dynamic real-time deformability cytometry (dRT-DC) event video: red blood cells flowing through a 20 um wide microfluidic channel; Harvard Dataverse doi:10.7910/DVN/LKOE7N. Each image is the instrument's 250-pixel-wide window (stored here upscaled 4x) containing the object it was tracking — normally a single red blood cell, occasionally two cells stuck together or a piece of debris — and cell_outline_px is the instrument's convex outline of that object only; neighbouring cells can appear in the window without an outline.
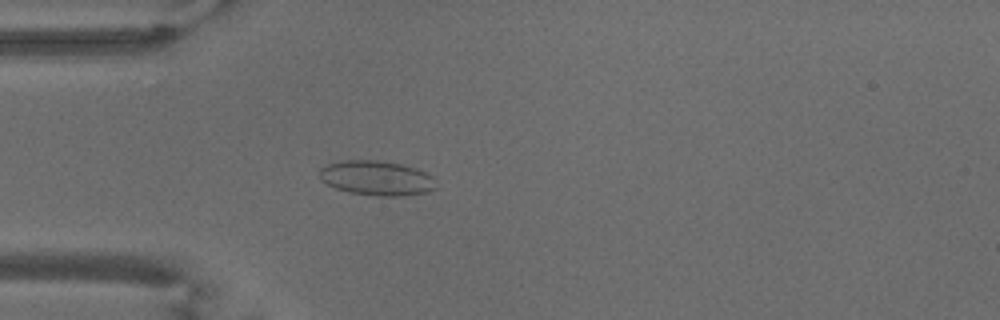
{"species": "common noctule bat (a hibernating species)", "species_latin": "Nyctalus noctula", "temperature_condition": "warm", "stored_images_in_passage": 49, "camera_frame_rate_fps": 3000, "um_per_image_px": 0.085, "animal": {"sex": "male", "body_mass_g": 18.8}, "frame": {"image": 1, "passage_image": 11, "time_ms": 3.333, "image_size_px": [1000, 320], "cell_outline_px": [[436, 188], [428, 192], [404, 196], [380, 196], [348, 192], [336, 188], [320, 180], [320, 168], [328, 164], [344, 160], [376, 160], [400, 164], [416, 168], [432, 176]], "centroid_in_image_um": [32.01, 15.14], "position_along_channel_um": 53.0, "area_um2": 23.47}}
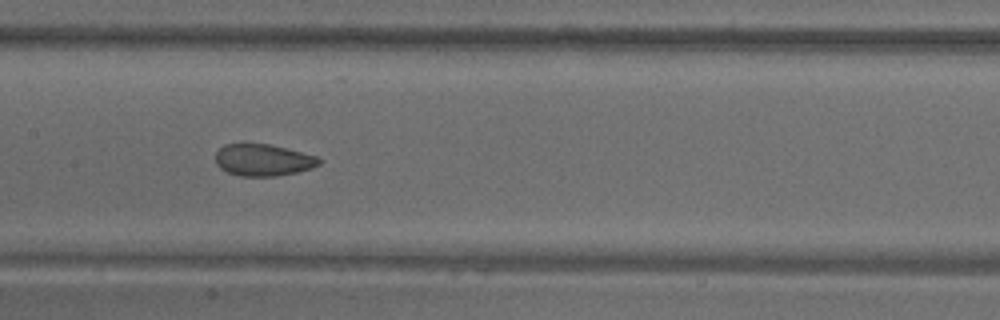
{"frame": {"image": 2, "passage_image": 22, "time_ms": 7.0, "image_size_px": [1000, 320], "cell_outline_px": [[324, 160], [320, 164], [312, 168], [296, 172], [276, 176], [240, 176], [228, 172], [220, 168], [216, 164], [216, 152], [224, 144], [244, 140], [268, 144], [320, 156]], "centroid_in_image_um": [22.36, 13.55], "position_along_channel_um": 185.0, "area_um2": 19.94}}
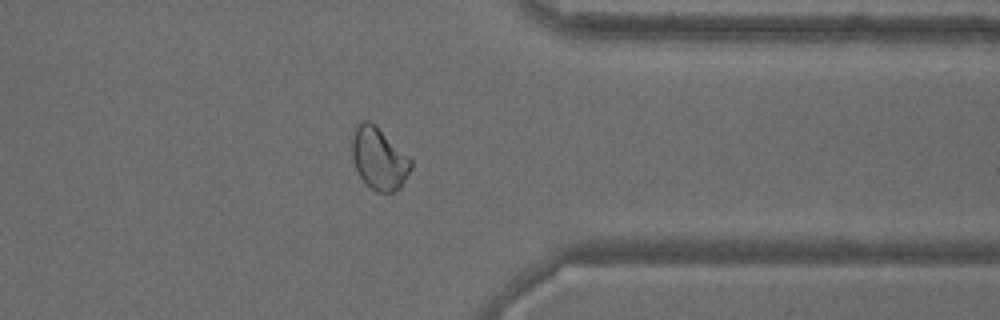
{"frame": {"image": 3, "passage_image": 38, "time_ms": 12.333, "image_size_px": [1000, 320], "cell_outline_px": [[412, 168], [400, 188], [392, 192], [376, 192], [360, 176], [356, 168], [352, 156], [352, 136], [356, 124], [364, 120], [368, 120], [408, 156], [412, 160]], "centroid_in_image_um": [32.21, 13.49], "position_along_channel_um": 379.2, "area_um2": 20.81}, "authors_computed_cell_mechanics": {"area_um2": 21.7906, "velocity_mm_per_s": 3.7758, "shape_relaxation_time_tau1_ms": null, "shape_relaxation_time_tau2_ms": 1.0186, "deformation_change_tau1": null, "deformation_change_tau2": 0.0434}}